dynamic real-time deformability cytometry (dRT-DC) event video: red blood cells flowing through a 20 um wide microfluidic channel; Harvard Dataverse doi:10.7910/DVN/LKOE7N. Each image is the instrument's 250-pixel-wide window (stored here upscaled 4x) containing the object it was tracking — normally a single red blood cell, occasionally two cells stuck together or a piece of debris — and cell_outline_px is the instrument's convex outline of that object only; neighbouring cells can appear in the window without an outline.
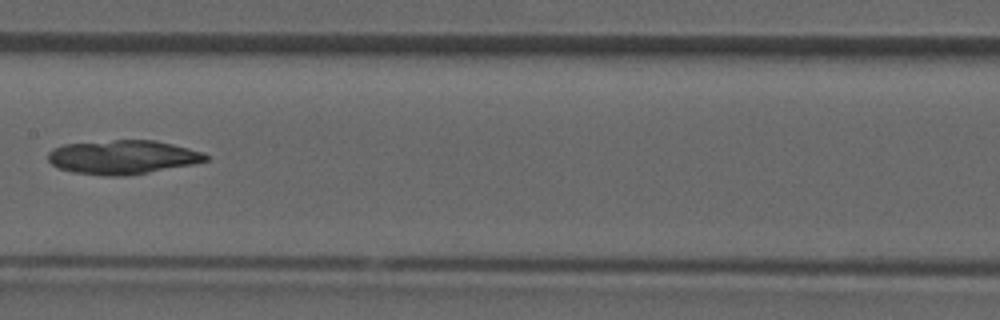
{"species": "common noctule bat (a hibernating species)", "species_latin": "Nyctalus noctula", "temperature_condition": "room temperature", "stored_images_in_passage": 36, "camera_frame_rate_fps": 3000, "um_per_image_px": 0.085, "animal": {"sex": "male", "forearm_length_mm": 52.5}, "frame": {"image": 1, "passage_image": 16, "time_ms": 5.0, "image_size_px": [1000, 320], "cell_outline_px": [[208, 160], [192, 164], [148, 172], [124, 176], [104, 176], [72, 172], [56, 168], [48, 160], [48, 152], [52, 148], [64, 144], [112, 140], [156, 140], [204, 152], [208, 156]], "centroid_in_image_um": [10.38, 13.35], "position_along_channel_um": 197.0, "area_um2": 31.27}}